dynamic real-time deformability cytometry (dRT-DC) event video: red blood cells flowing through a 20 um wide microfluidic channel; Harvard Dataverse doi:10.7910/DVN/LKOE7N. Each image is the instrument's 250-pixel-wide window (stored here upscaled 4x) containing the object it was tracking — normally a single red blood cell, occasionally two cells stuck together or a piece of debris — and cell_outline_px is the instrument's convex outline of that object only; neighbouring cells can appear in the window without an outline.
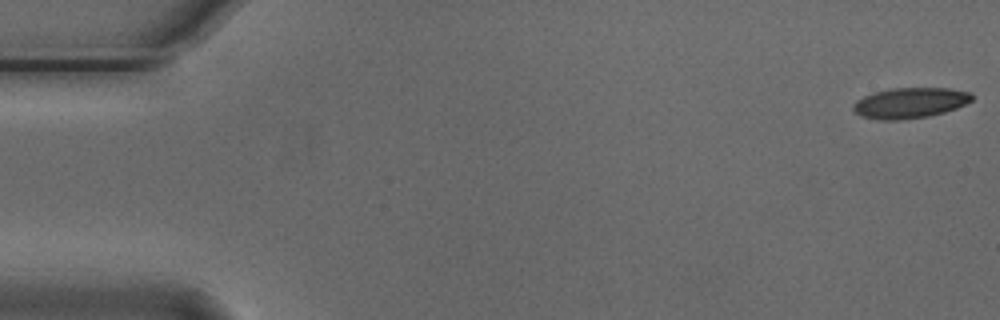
{"species": "Egyptian fruit bat (a non-hibernating species)", "species_latin": "Rousettus aegyptiacus", "temperature_condition": "cold", "stored_images_in_passage": 15, "camera_frame_rate_fps": 3000, "um_per_image_px": 0.085, "animal": {"sex": "male"}, "frame": {"image": 1, "passage_image": 1, "time_ms": 0.0, "image_size_px": [1000, 320], "cell_outline_px": [[972, 100], [956, 108], [944, 112], [928, 116], [900, 120], [880, 120], [860, 116], [852, 108], [852, 104], [856, 100], [864, 96], [876, 92], [892, 88], [948, 88], [968, 92], [972, 96]], "centroid_in_image_um": [77.31, 8.75], "position_along_channel_um": 7.7, "area_um2": 20.98}}
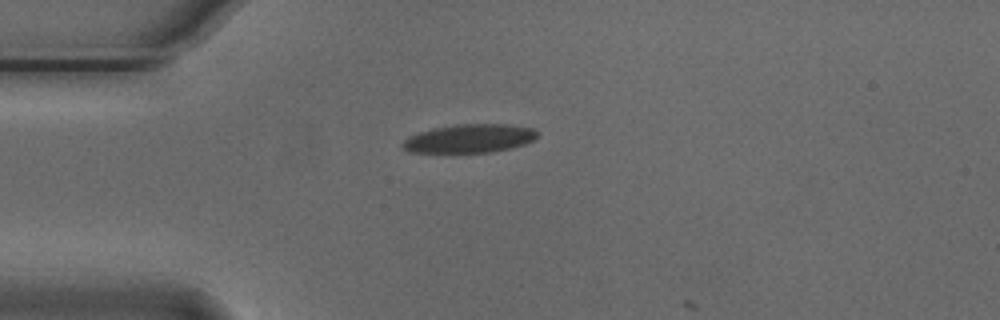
{"frame": {"image": 2, "passage_image": 14, "time_ms": 4.333, "image_size_px": [1000, 320], "cell_outline_px": [[536, 136], [532, 140], [524, 144], [512, 148], [492, 152], [408, 152], [400, 144], [408, 136], [432, 128], [456, 124], [508, 124], [532, 128], [536, 132]], "centroid_in_image_um": [39.87, 11.77], "position_along_channel_um": 45.1, "area_um2": 22.31}}